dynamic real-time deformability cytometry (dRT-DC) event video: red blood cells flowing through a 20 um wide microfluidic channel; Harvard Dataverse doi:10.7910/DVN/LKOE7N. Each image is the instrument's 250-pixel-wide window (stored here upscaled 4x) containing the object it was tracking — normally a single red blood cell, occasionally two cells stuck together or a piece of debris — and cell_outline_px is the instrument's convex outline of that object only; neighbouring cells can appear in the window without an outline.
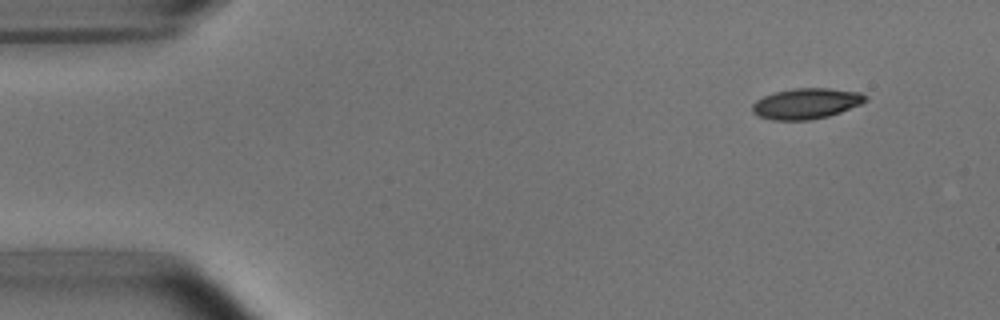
{"species": "common noctule bat (a hibernating species)", "species_latin": "Nyctalus noctula", "temperature_condition": "room temperature", "stored_images_in_passage": 49, "camera_frame_rate_fps": 3000, "um_per_image_px": 0.085, "animal": {"sex": "male", "body_mass_g": 15.6}, "frame": {"image": 1, "passage_image": 1, "time_ms": 0.0, "image_size_px": [1000, 320], "cell_outline_px": [[868, 100], [860, 104], [840, 112], [828, 116], [812, 120], [772, 120], [756, 116], [752, 112], [752, 104], [756, 100], [764, 96], [776, 92], [792, 88], [828, 88], [860, 92], [868, 96]], "centroid_in_image_um": [68.52, 8.8], "position_along_channel_um": 16.5, "area_um2": 20.35}}
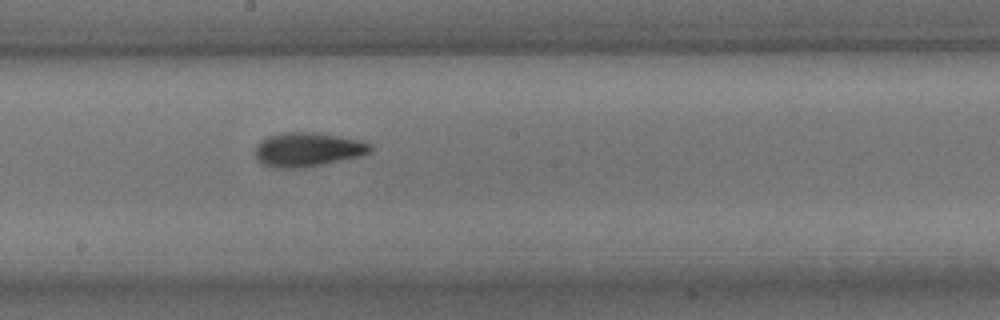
{"frame": {"image": 2, "passage_image": 25, "time_ms": 8.0, "image_size_px": [1000, 320], "cell_outline_px": [[372, 148], [364, 156], [300, 168], [276, 168], [264, 164], [256, 160], [256, 144], [260, 140], [268, 136], [280, 132], [316, 132], [360, 140], [368, 144]], "centroid_in_image_um": [26.12, 12.7], "position_along_channel_um": 222.1, "area_um2": 22.89}}
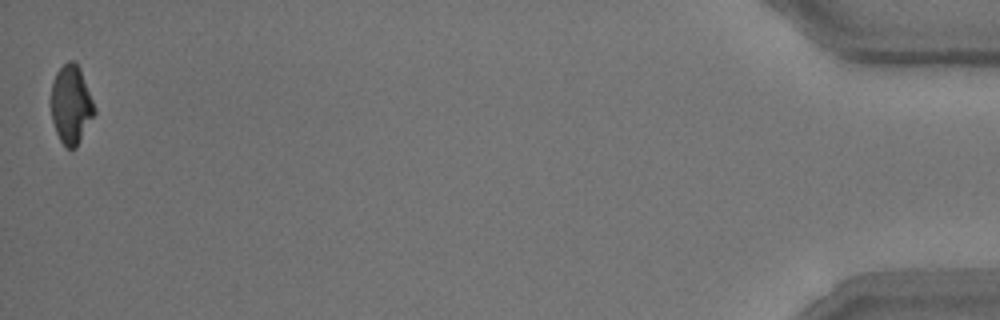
{"frame": {"image": 3, "passage_image": 49, "time_ms": 16.0, "image_size_px": [1000, 320], "cell_outline_px": [[96, 112], [76, 148], [64, 148], [56, 132], [52, 120], [52, 84], [56, 72], [68, 60], [76, 60], [80, 68], [96, 108]], "centroid_in_image_um": [6.06, 8.89], "position_along_channel_um": 429.1, "area_um2": 19.88}, "authors_computed_cell_mechanics": {"area_um2": 21.3282, "velocity_mm_per_s": 3.7382, "shape_relaxation_time_tau1_ms": 3.6496, "shape_relaxation_time_tau2_ms": 2.2835, "deformation_change_tau1": 0.1454, "deformation_change_tau2": 0.0857}}